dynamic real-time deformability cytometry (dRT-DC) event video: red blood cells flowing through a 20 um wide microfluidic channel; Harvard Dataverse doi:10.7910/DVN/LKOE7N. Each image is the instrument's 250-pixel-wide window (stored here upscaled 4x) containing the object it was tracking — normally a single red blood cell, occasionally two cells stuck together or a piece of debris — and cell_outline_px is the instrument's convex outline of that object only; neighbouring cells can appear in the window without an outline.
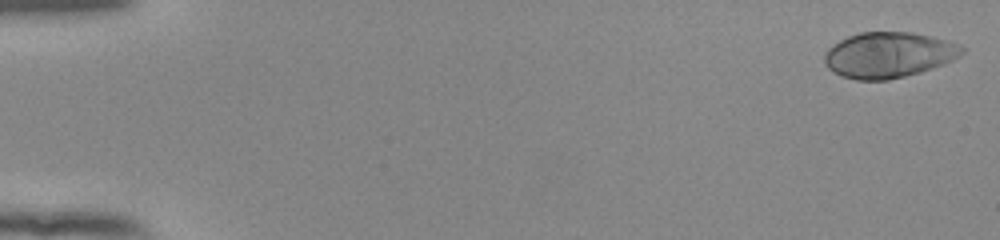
{"species": "human", "species_latin": "Homo sapiens", "temperature_condition": "room temperature", "stored_images_in_passage": 53, "camera_frame_rate_fps": 3000, "um_per_image_px": 0.085, "donor": {"sex": "female"}, "frame": {"image": 1, "passage_image": 1, "time_ms": 0.0, "image_size_px": [1000, 240], "cell_outline_px": [[964, 52], [960, 56], [944, 64], [920, 72], [888, 80], [856, 80], [840, 76], [832, 72], [824, 64], [824, 56], [828, 48], [832, 44], [848, 36], [860, 32], [912, 32], [932, 36], [956, 44], [964, 48]], "centroid_in_image_um": [75.49, 4.67], "position_along_channel_um": 9.5, "area_um2": 36.65}}
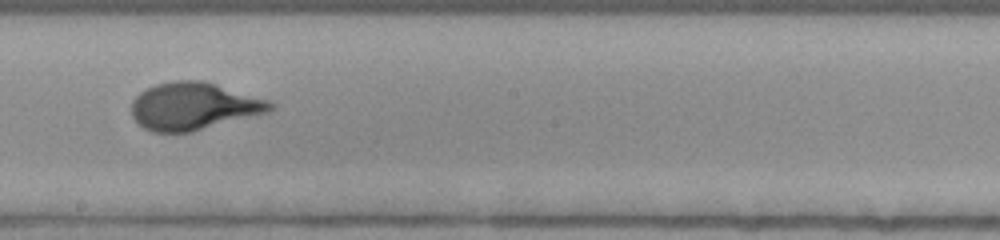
{"frame": {"image": 2, "passage_image": 31, "time_ms": 10.0, "image_size_px": [1000, 240], "cell_outline_px": [[276, 108], [268, 112], [192, 132], [152, 132], [136, 124], [132, 116], [132, 100], [140, 92], [156, 84], [172, 80], [200, 80], [216, 84], [268, 100], [276, 104]], "centroid_in_image_um": [16.44, 9.03], "position_along_channel_um": 231.8, "area_um2": 38.44}}
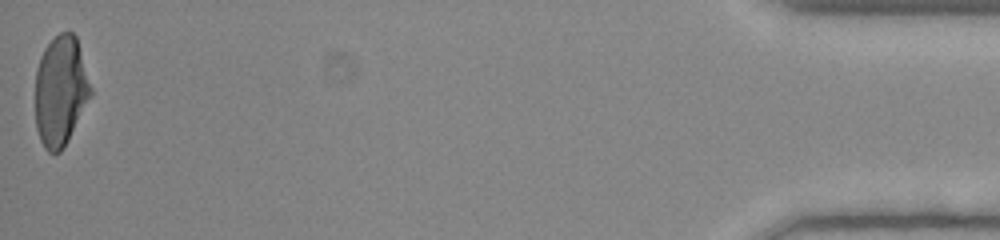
{"frame": {"image": 3, "passage_image": 53, "time_ms": 17.333, "image_size_px": [1000, 240], "cell_outline_px": [[92, 96], [68, 140], [60, 152], [48, 152], [44, 148], [40, 140], [36, 128], [36, 68], [40, 56], [44, 48], [60, 32], [72, 32], [76, 36], [92, 88]], "centroid_in_image_um": [5.16, 7.73], "position_along_channel_um": 430.0, "area_um2": 35.6}, "authors_computed_cell_mechanics": {"area_um2": 36.2984, "velocity_mm_per_s": 3.9002, "shape_relaxation_time_tau1_ms": 4.0269, "shape_relaxation_time_tau2_ms": null, "deformation_change_tau1": 0.2218, "deformation_change_tau2": null}}